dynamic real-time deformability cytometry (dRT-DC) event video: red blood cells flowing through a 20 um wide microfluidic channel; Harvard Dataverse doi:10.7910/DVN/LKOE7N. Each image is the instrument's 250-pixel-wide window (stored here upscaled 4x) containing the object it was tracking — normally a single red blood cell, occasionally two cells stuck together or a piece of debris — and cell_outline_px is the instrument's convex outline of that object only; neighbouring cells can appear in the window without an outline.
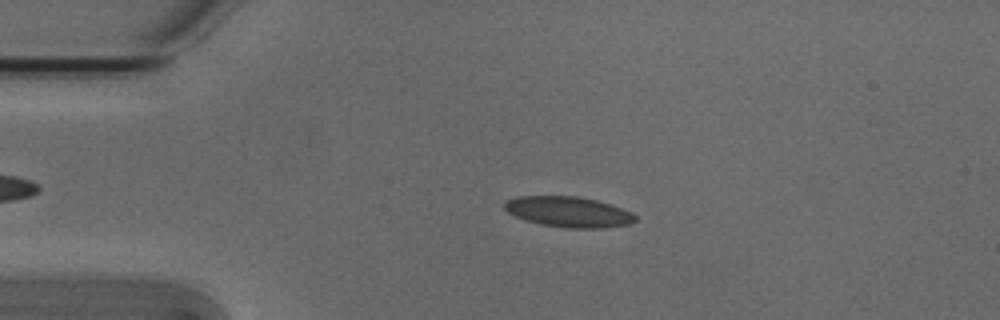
{"species": "Egyptian fruit bat (a non-hibernating species)", "species_latin": "Rousettus aegyptiacus", "temperature_condition": "cold", "stored_images_in_passage": 47, "camera_frame_rate_fps": 3000, "um_per_image_px": 0.085, "animal": {"sex": "male"}, "frame": {"image": 1, "passage_image": 11, "time_ms": 3.333, "image_size_px": [1000, 320], "cell_outline_px": [[636, 220], [628, 224], [604, 228], [568, 228], [540, 224], [516, 216], [508, 212], [504, 208], [504, 204], [508, 200], [516, 196], [576, 196], [596, 200], [632, 212], [636, 216]], "centroid_in_image_um": [48.32, 18.01], "position_along_channel_um": 36.7, "area_um2": 23.0}}
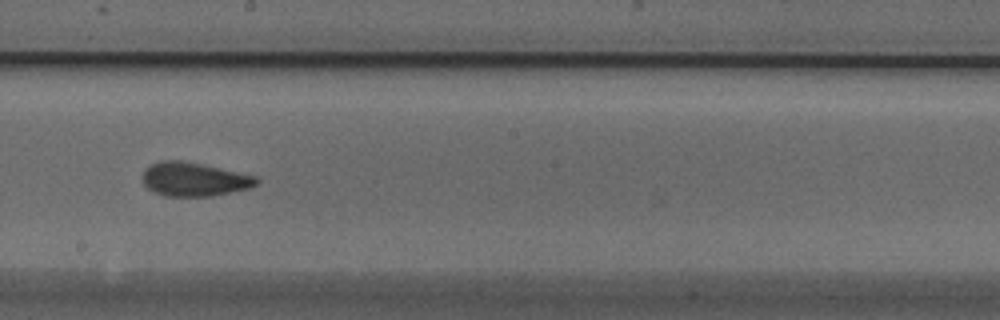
{"frame": {"image": 2, "passage_image": 29, "time_ms": 9.333, "image_size_px": [1000, 320], "cell_outline_px": [[260, 180], [256, 184], [248, 188], [212, 196], [164, 196], [148, 188], [144, 184], [144, 168], [160, 160], [180, 160], [200, 164], [256, 176]], "centroid_in_image_um": [16.48, 15.24], "position_along_channel_um": 231.7, "area_um2": 22.08}}
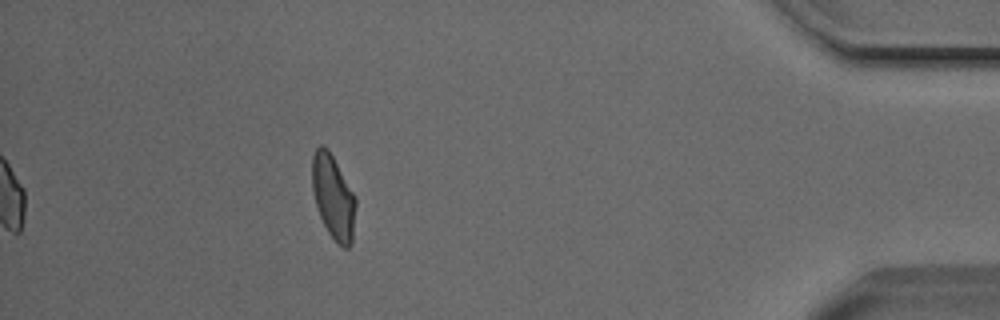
{"frame": {"image": 3, "passage_image": 47, "time_ms": 15.333, "image_size_px": [1000, 320], "cell_outline_px": [[356, 204], [352, 244], [348, 248], [344, 248], [336, 244], [328, 232], [320, 216], [316, 204], [312, 188], [312, 156], [316, 148], [320, 144], [324, 144], [328, 148], [356, 196]], "centroid_in_image_um": [28.34, 16.74], "position_along_channel_um": 406.9, "area_um2": 21.62}, "authors_computed_cell_mechanics": {"area_um2": 22.3686, "velocity_mm_per_s": 3.828, "shape_relaxation_time_tau1_ms": 10.7022, "shape_relaxation_time_tau2_ms": 1.7721, "deformation_change_tau1": 0.2277, "deformation_change_tau2": 0.0709}}